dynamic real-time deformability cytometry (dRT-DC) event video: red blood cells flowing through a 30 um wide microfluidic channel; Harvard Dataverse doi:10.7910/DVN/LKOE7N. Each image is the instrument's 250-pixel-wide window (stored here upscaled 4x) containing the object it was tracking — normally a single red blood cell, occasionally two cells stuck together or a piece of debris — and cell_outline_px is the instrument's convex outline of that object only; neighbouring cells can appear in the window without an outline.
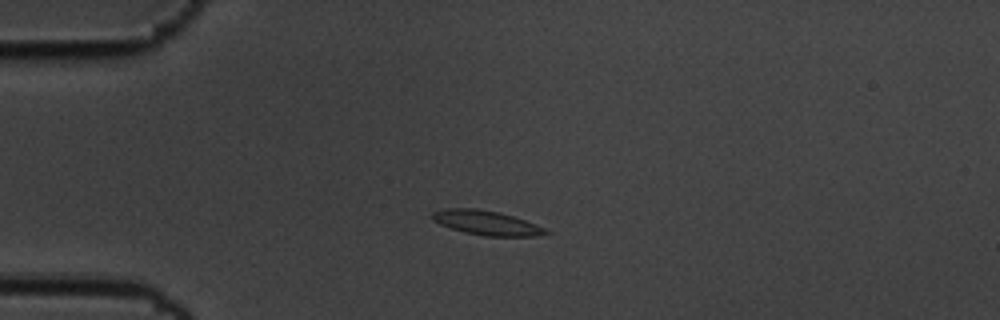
{"species": "common noctule bat (a hibernating species)", "species_latin": "Nyctalus noctula", "temperature_condition": "cold", "stored_images_in_passage": 57, "camera_frame_rate_fps": 3000, "um_per_image_px": 0.085, "animal": {"sex": "male", "body_mass_g": 19.5, "forearm_length_mm": 54.6}, "frame": {"image": 1, "passage_image": 14, "time_ms": 4.333, "image_size_px": [1000, 320], "cell_outline_px": [[552, 232], [536, 236], [484, 236], [464, 232], [440, 224], [432, 220], [432, 212], [444, 208], [476, 208], [500, 212], [536, 224]], "centroid_in_image_um": [41.34, 18.93], "position_along_channel_um": 43.7, "area_um2": 16.13}}
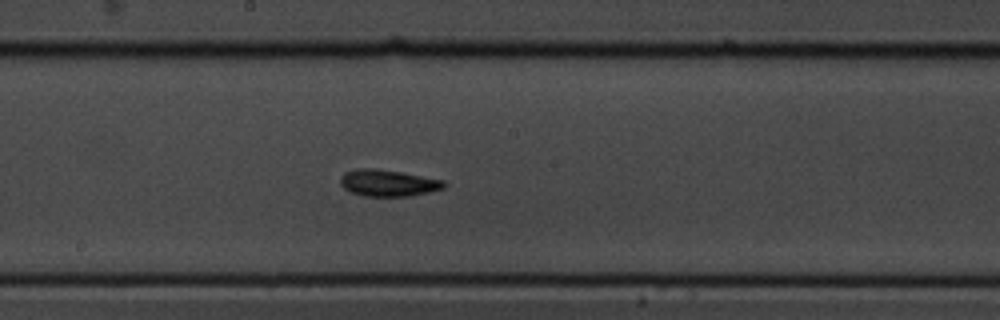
{"frame": {"image": 2, "passage_image": 31, "time_ms": 10.0, "image_size_px": [1000, 320], "cell_outline_px": [[448, 184], [444, 188], [428, 192], [408, 196], [360, 196], [344, 188], [340, 184], [340, 176], [344, 172], [356, 168], [376, 168], [400, 172], [444, 180]], "centroid_in_image_um": [32.96, 15.54], "position_along_channel_um": 215.2, "area_um2": 16.18}}
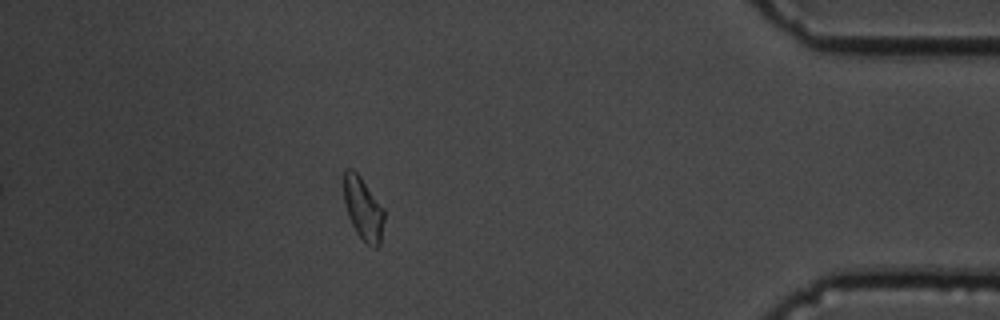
{"frame": {"image": 3, "passage_image": 51, "time_ms": 16.667, "image_size_px": [1000, 320], "cell_outline_px": [[384, 220], [380, 244], [376, 248], [372, 248], [356, 232], [348, 216], [344, 200], [344, 168], [352, 168], [360, 176], [384, 208]], "centroid_in_image_um": [30.87, 17.73], "position_along_channel_um": 404.3, "area_um2": 14.74}, "authors_computed_cell_mechanics": {"area_um2": 15.2014, "velocity_mm_per_s": 3.4576, "shape_relaxation_time_tau1_ms": 2.8493, "shape_relaxation_time_tau2_ms": 4.4529, "deformation_change_tau1": 0.1148, "deformation_change_tau2": 0.1212}}